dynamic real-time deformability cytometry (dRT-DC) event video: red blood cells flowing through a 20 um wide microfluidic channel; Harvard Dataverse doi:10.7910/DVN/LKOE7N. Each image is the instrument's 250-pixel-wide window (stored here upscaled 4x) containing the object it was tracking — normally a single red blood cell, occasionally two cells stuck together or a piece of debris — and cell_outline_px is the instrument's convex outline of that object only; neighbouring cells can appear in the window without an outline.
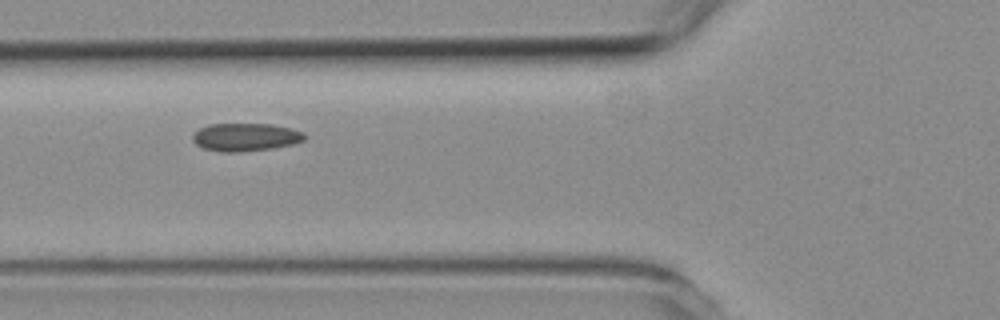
{"species": "common noctule bat (a hibernating species)", "species_latin": "Nyctalus noctula", "temperature_condition": "room temperature", "stored_images_in_passage": 5, "camera_frame_rate_fps": 3000, "um_per_image_px": 0.085, "animal": {"sex": "female", "body_mass_g": 19.3, "forearm_length_mm": 54.1}, "frame": {"image": 1, "passage_image": 5, "time_ms": 5.0, "image_size_px": [1000, 320], "cell_outline_px": [[304, 140], [292, 144], [272, 148], [236, 152], [224, 152], [204, 148], [196, 144], [192, 140], [192, 132], [208, 124], [272, 124], [292, 128], [304, 132]], "centroid_in_image_um": [20.84, 11.64], "position_along_channel_um": 105.0, "area_um2": 18.21}}